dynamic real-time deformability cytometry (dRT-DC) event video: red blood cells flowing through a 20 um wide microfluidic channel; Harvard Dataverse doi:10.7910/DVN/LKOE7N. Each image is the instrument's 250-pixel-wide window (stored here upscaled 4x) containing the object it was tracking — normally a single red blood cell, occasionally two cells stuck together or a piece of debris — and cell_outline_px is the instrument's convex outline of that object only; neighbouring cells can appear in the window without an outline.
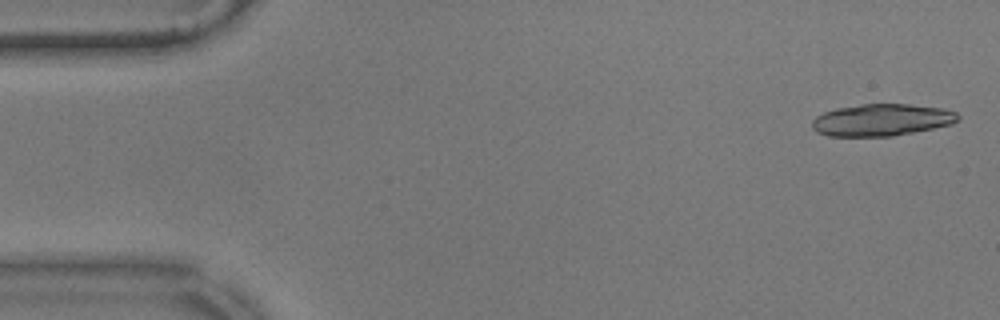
{"species": "common noctule bat (a hibernating species)", "species_latin": "Nyctalus noctula", "temperature_condition": "warm", "stored_images_in_passage": 19, "camera_frame_rate_fps": 3000, "um_per_image_px": 0.085, "animal": {"sex": "male", "body_mass_g": 17.9}, "frame": {"image": 1, "passage_image": 2, "time_ms": 0.333, "image_size_px": [1000, 320], "cell_outline_px": [[960, 116], [952, 124], [892, 136], [828, 136], [816, 132], [812, 128], [812, 120], [816, 116], [824, 112], [836, 108], [860, 104], [908, 104], [944, 108], [956, 112]], "centroid_in_image_um": [74.91, 10.19], "position_along_channel_um": 10.1, "area_um2": 27.17}}
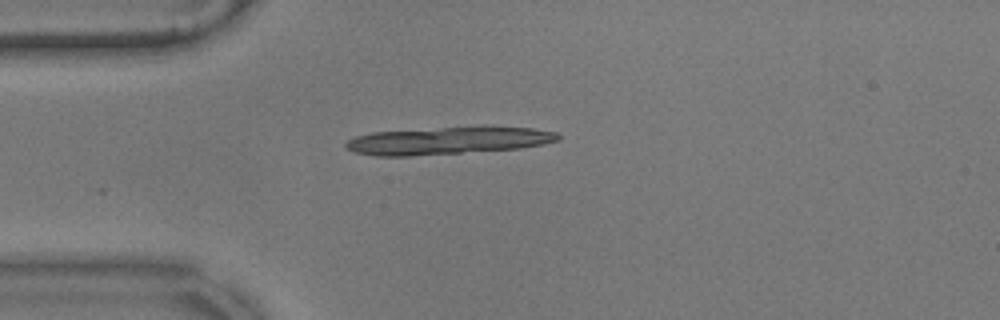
{"frame": {"image": 2, "passage_image": 14, "time_ms": 4.333, "image_size_px": [1000, 320], "cell_outline_px": [[560, 140], [544, 144], [520, 148], [408, 156], [376, 156], [356, 152], [348, 148], [344, 144], [348, 140], [356, 136], [372, 132], [440, 128], [532, 128], [556, 132], [560, 136]], "centroid_in_image_um": [38.05, 11.97], "position_along_channel_um": 46.9, "area_um2": 33.0}}